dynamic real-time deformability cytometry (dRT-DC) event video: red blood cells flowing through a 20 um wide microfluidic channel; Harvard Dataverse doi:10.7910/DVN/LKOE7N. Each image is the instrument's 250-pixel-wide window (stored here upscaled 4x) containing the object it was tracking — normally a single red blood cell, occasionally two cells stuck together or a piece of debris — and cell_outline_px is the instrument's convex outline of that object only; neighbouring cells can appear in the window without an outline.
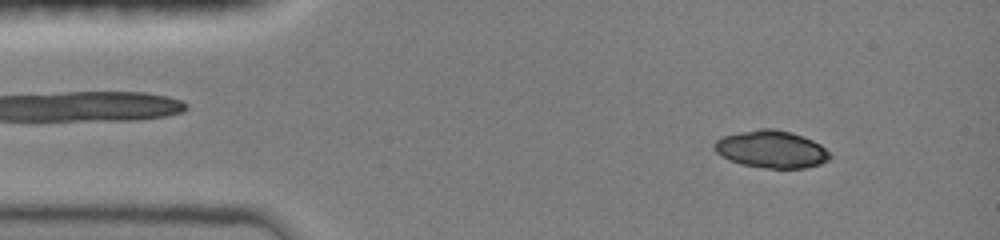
{"species": "common noctule bat (a hibernating species)", "species_latin": "Nyctalus noctula", "temperature_condition": "room temperature", "stored_images_in_passage": 47, "camera_frame_rate_fps": 3000, "um_per_image_px": 0.085, "animal": {"sex": "female", "body_mass_g": 19.0, "forearm_length_mm": 51.5}, "frame": {"image": 1, "passage_image": 5, "time_ms": 1.333, "image_size_px": [1000, 240], "cell_outline_px": [[832, 156], [828, 160], [820, 164], [804, 168], [764, 168], [740, 164], [728, 160], [720, 156], [716, 152], [712, 144], [716, 140], [724, 136], [740, 132], [760, 128], [772, 128], [792, 132], [812, 140], [820, 144], [832, 152]], "centroid_in_image_um": [65.57, 12.69], "position_along_channel_um": 19.4, "area_um2": 25.43}}
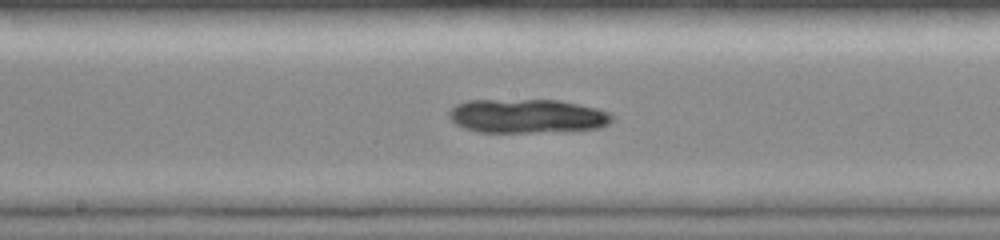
{"frame": {"image": 2, "passage_image": 24, "time_ms": 7.667, "image_size_px": [1000, 240], "cell_outline_px": [[612, 120], [608, 124], [600, 128], [532, 132], [476, 132], [464, 128], [456, 124], [448, 116], [448, 112], [456, 104], [468, 100], [560, 100], [596, 108], [608, 112], [612, 116]], "centroid_in_image_um": [44.76, 9.86], "position_along_channel_um": 203.4, "area_um2": 32.14}}
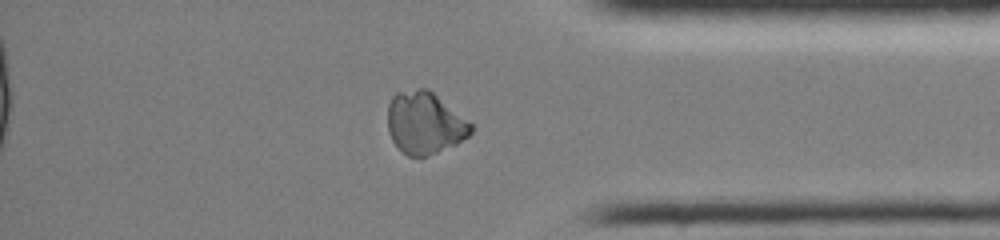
{"frame": {"image": 3, "passage_image": 39, "time_ms": 12.667, "image_size_px": [1000, 240], "cell_outline_px": [[472, 132], [468, 136], [456, 144], [436, 152], [424, 156], [408, 156], [392, 140], [388, 132], [388, 104], [392, 96], [396, 92], [416, 88], [428, 88], [472, 124]], "centroid_in_image_um": [36.08, 10.43], "position_along_channel_um": 399.1, "area_um2": 29.88}}